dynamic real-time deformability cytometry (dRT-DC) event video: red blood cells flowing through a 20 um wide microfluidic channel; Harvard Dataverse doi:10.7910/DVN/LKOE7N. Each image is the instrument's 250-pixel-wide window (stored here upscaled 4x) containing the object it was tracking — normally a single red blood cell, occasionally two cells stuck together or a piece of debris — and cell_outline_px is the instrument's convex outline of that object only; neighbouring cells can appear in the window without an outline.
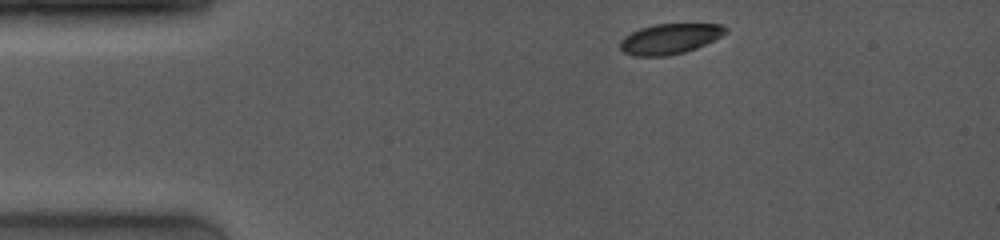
{"species": "common noctule bat (a hibernating species)", "species_latin": "Nyctalus noctula", "temperature_condition": "room temperature", "stored_images_in_passage": 6, "camera_frame_rate_fps": 4000, "um_per_image_px": 0.085, "animal": {"sex": "female", "body_mass_g": 19.0, "forearm_length_mm": 53.3}, "frame": {"image": 1, "passage_image": 1, "time_ms": 0.0, "image_size_px": [1000, 240], "cell_outline_px": [[728, 32], [696, 48], [684, 52], [668, 56], [632, 56], [624, 52], [620, 48], [620, 40], [624, 36], [640, 28], [652, 24], [720, 24], [728, 28]], "centroid_in_image_um": [56.9, 3.3], "position_along_channel_um": 28.1, "area_um2": 18.61}}
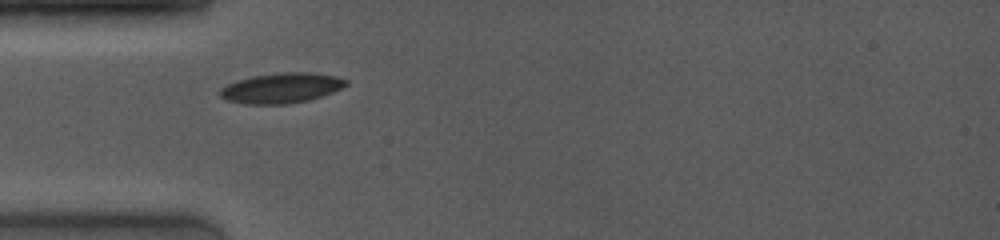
{"frame": {"image": 2, "passage_image": 5, "time_ms": 2.25, "image_size_px": [1000, 240], "cell_outline_px": [[348, 84], [332, 92], [308, 100], [288, 104], [244, 104], [228, 100], [220, 96], [220, 88], [228, 84], [252, 76], [284, 72], [308, 72], [336, 76], [348, 80]], "centroid_in_image_um": [23.93, 7.48], "position_along_channel_um": 61.1, "area_um2": 21.91}}
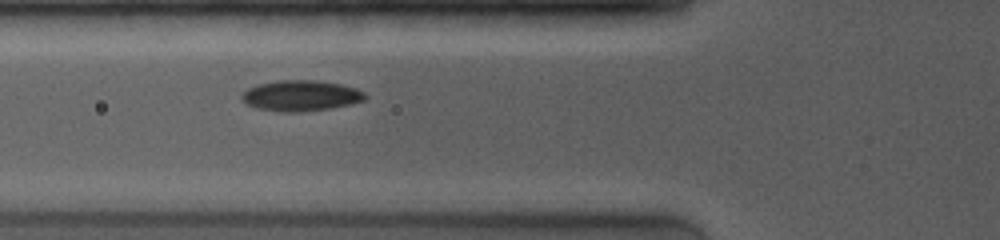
{"frame": {"image": 3, "passage_image": 6, "time_ms": 3.25, "image_size_px": [1000, 240], "cell_outline_px": [[368, 96], [364, 100], [332, 108], [300, 112], [284, 112], [256, 108], [248, 104], [240, 96], [248, 88], [256, 84], [276, 80], [316, 80], [340, 84], [356, 88], [364, 92]], "centroid_in_image_um": [25.57, 8.12], "position_along_channel_um": 100.2, "area_um2": 22.08}}